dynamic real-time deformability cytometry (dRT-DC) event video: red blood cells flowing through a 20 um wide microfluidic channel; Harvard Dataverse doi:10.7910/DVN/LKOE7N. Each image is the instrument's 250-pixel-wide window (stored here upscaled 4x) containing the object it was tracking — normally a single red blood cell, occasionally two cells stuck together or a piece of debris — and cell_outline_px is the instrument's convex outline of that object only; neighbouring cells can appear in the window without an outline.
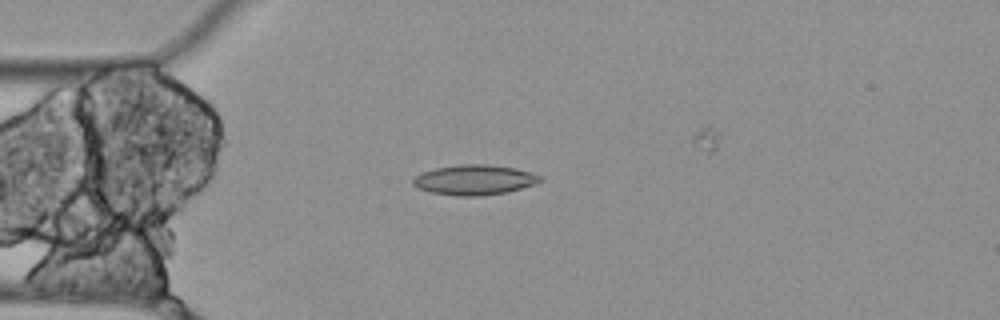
{"species": "Egyptian fruit bat (a non-hibernating species)", "species_latin": "Rousettus aegyptiacus", "temperature_condition": "cold", "stored_images_in_passage": 3, "camera_frame_rate_fps": 3000, "um_per_image_px": 0.085, "animal": {"sex": "female"}, "frame": {"image": 1, "passage_image": 1, "time_ms": 0.0, "image_size_px": [1000, 320], "cell_outline_px": [[544, 180], [508, 192], [480, 196], [460, 196], [432, 192], [420, 188], [412, 184], [412, 180], [420, 172], [436, 168], [456, 164], [488, 164], [516, 168], [540, 176]], "centroid_in_image_um": [40.3, 15.28], "position_along_channel_um": 44.7, "area_um2": 22.14}}